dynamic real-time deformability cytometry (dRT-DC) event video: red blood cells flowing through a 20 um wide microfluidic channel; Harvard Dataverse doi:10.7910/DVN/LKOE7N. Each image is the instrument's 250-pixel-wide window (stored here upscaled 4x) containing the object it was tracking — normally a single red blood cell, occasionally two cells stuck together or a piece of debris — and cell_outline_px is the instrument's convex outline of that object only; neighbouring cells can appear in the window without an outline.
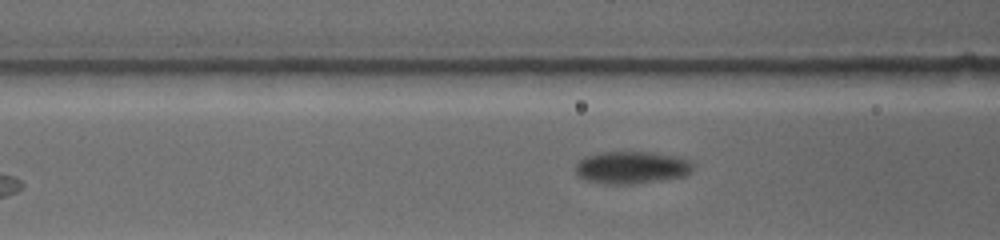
{"species": "common noctule bat (a hibernating species)", "species_latin": "Nyctalus noctula", "temperature_condition": "warm", "stored_images_in_passage": 5, "segment_of_instrument_passage": [2, 2], "camera_frame_rate_fps": 4500, "um_per_image_px": 0.085, "animal": {"sex": "female", "body_mass_g": 19.0, "forearm_length_mm": 53.3}, "frame": {"image": 1, "passage_image": 5, "time_ms": 3.556, "image_size_px": [1000, 240], "cell_outline_px": [[692, 172], [684, 176], [632, 184], [608, 184], [584, 180], [576, 176], [576, 164], [584, 156], [600, 152], [644, 152], [676, 156], [688, 160], [692, 164]], "centroid_in_image_um": [53.63, 14.24], "position_along_channel_um": 113.0, "area_um2": 22.08}}